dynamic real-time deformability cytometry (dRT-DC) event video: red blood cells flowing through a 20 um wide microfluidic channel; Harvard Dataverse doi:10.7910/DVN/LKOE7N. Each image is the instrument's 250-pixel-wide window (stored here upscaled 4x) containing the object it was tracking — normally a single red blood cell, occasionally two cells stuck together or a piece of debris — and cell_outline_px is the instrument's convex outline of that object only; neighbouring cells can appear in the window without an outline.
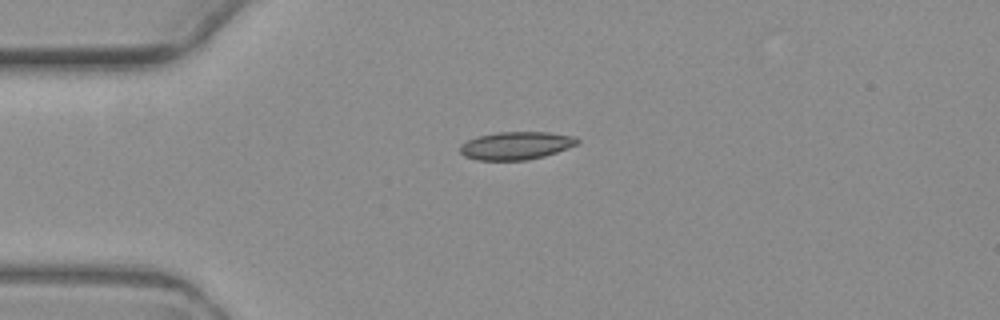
{"species": "common noctule bat (a hibernating species)", "species_latin": "Nyctalus noctula", "temperature_condition": "warm", "stored_images_in_passage": 2, "camera_frame_rate_fps": 3000, "um_per_image_px": 0.085, "animal": {"sex": "female", "body_mass_g": 19.3, "forearm_length_mm": 54.1}, "frame": {"image": 1, "passage_image": 2, "time_ms": 2.0, "image_size_px": [1000, 320], "cell_outline_px": [[580, 144], [544, 156], [528, 160], [476, 160], [464, 156], [460, 152], [460, 144], [476, 136], [496, 132], [548, 132], [572, 136], [580, 140]], "centroid_in_image_um": [43.85, 12.37], "position_along_channel_um": 41.1, "area_um2": 19.19}}